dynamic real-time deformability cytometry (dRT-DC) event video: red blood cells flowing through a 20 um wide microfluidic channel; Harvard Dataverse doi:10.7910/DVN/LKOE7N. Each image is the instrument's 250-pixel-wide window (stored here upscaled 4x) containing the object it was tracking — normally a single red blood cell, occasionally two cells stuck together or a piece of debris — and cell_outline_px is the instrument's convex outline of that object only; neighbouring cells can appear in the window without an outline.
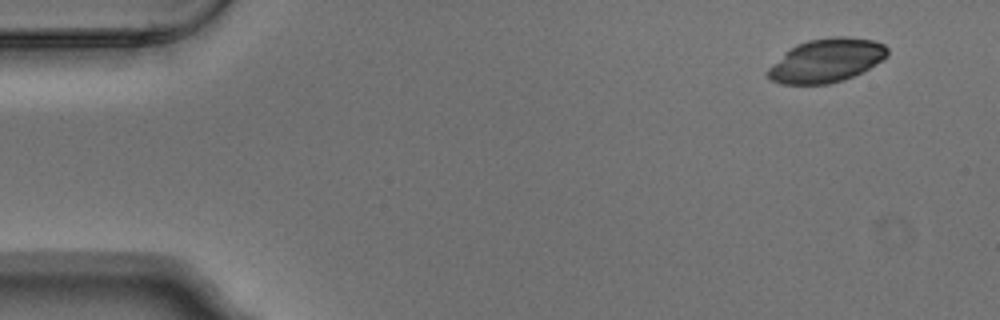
{"species": "Egyptian fruit bat (a non-hibernating species)", "species_latin": "Rousettus aegyptiacus", "temperature_condition": "warm", "stored_images_in_passage": 4, "camera_frame_rate_fps": 3000, "um_per_image_px": 0.085, "animal": {"sex": "male"}, "frame": {"image": 1, "passage_image": 1, "time_ms": 0.0, "image_size_px": [1000, 320], "cell_outline_px": [[888, 56], [868, 68], [844, 80], [828, 84], [780, 84], [772, 80], [764, 72], [772, 64], [796, 44], [808, 40], [832, 36], [848, 36], [872, 40], [884, 44], [888, 48]], "centroid_in_image_um": [70.24, 5.13], "position_along_channel_um": 14.8, "area_um2": 30.29}}